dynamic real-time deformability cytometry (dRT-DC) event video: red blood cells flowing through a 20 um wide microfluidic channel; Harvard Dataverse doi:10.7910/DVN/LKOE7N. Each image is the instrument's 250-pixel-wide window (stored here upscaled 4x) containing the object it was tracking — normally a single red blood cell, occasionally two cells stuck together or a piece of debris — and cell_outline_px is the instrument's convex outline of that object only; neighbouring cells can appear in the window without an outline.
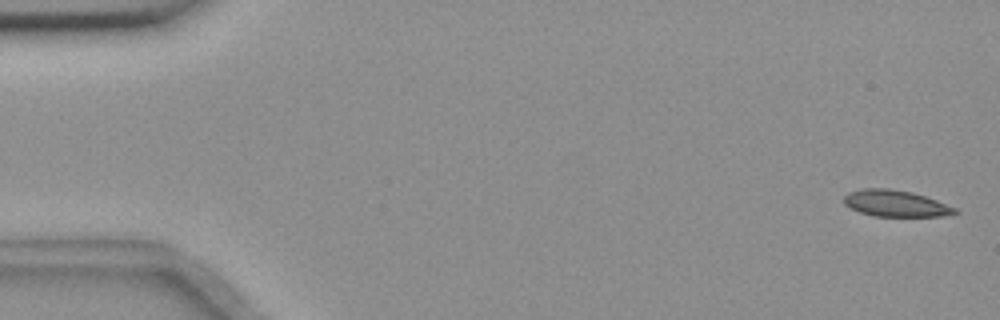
{"species": "common noctule bat (a hibernating species)", "species_latin": "Nyctalus noctula", "temperature_condition": "room temperature", "stored_images_in_passage": 4, "camera_frame_rate_fps": 3000, "um_per_image_px": 0.085, "animal": {"sex": "female", "body_mass_g": 18.4}, "frame": {"image": 1, "passage_image": 1, "time_ms": 0.0, "image_size_px": [1000, 320], "cell_outline_px": [[960, 212], [944, 216], [872, 216], [860, 212], [844, 204], [844, 196], [848, 192], [860, 188], [888, 188], [912, 192], [936, 200], [956, 208]], "centroid_in_image_um": [76.11, 17.29], "position_along_channel_um": 8.9, "area_um2": 17.11}}